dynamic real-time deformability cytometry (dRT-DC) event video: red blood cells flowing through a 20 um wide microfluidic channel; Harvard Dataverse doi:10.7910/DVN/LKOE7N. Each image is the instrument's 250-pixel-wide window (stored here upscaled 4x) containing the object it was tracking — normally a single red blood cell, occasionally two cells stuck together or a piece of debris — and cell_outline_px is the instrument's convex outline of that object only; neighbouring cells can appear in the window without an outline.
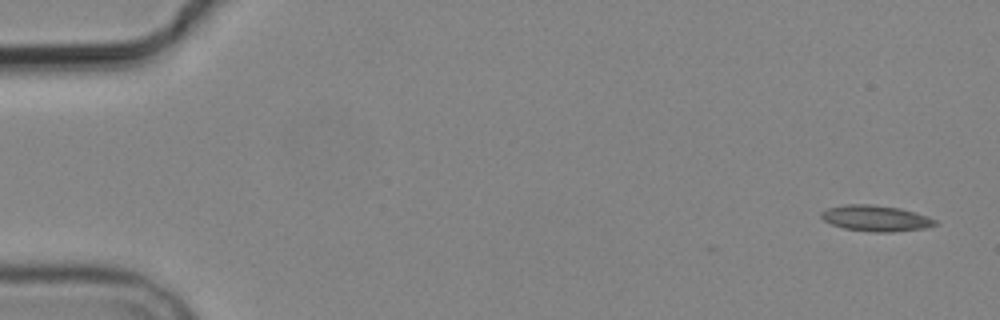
{"species": "common noctule bat (a hibernating species)", "species_latin": "Nyctalus noctula", "temperature_condition": "cold", "stored_images_in_passage": 5, "camera_frame_rate_fps": 3000, "um_per_image_px": 0.085, "animal": {"sex": "male", "body_mass_g": 19.2, "forearm_length_mm": 51.8}, "frame": {"image": 1, "passage_image": 1, "time_ms": 0.0, "image_size_px": [1000, 320], "cell_outline_px": [[940, 224], [924, 228], [892, 232], [876, 232], [844, 228], [832, 224], [824, 220], [820, 216], [820, 212], [828, 208], [848, 204], [872, 204], [900, 208], [916, 212], [928, 216], [936, 220]], "centroid_in_image_um": [74.48, 18.55], "position_along_channel_um": 10.5, "area_um2": 17.22}}
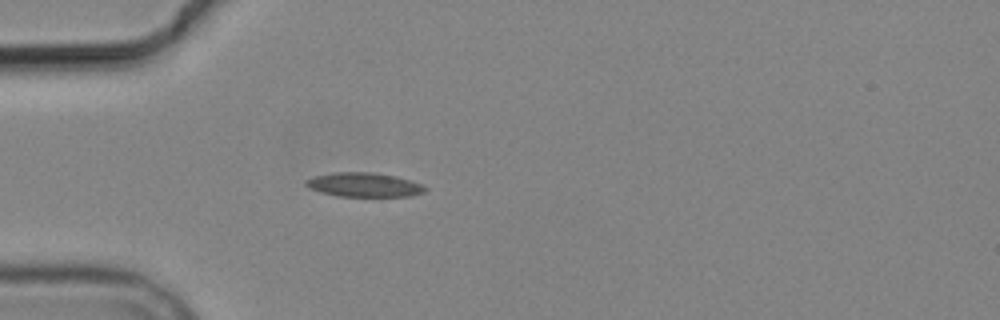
{"frame": {"image": 2, "passage_image": 5, "time_ms": 4.667, "image_size_px": [1000, 320], "cell_outline_px": [[428, 188], [424, 192], [412, 196], [340, 196], [324, 192], [312, 188], [304, 184], [304, 180], [312, 176], [332, 172], [372, 172], [396, 176], [424, 184]], "centroid_in_image_um": [30.98, 15.69], "position_along_channel_um": 54.0, "area_um2": 16.82}}